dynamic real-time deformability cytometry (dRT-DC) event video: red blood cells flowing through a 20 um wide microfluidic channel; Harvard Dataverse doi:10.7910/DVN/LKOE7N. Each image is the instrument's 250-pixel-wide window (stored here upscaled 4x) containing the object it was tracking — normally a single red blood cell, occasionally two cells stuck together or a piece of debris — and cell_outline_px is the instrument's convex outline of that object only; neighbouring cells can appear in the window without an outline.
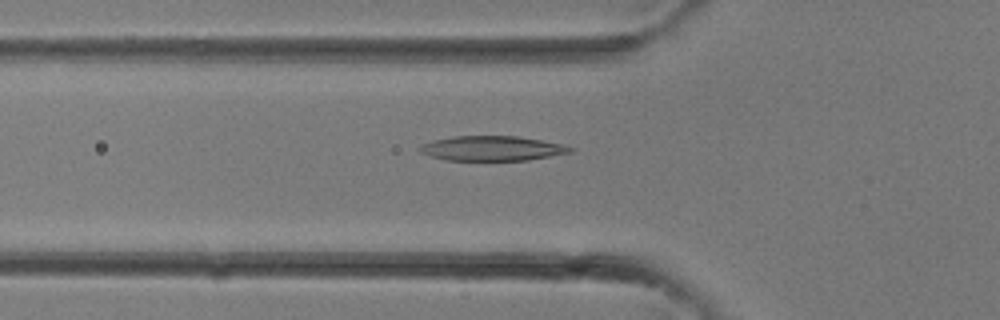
{"species": "common noctule bat (a hibernating species)", "species_latin": "Nyctalus noctula", "temperature_condition": "room temperature", "stored_images_in_passage": 25, "camera_frame_rate_fps": 3000, "um_per_image_px": 0.085, "animal": {"sex": "female"}, "frame": {"image": 1, "passage_image": 4, "time_ms": 1.0, "image_size_px": [1000, 320], "cell_outline_px": [[576, 148], [572, 152], [528, 160], [444, 160], [420, 152], [416, 148], [420, 144], [432, 140], [452, 136], [520, 136], [564, 144]], "centroid_in_image_um": [41.82, 12.6], "position_along_channel_um": 84.0, "area_um2": 21.96}}
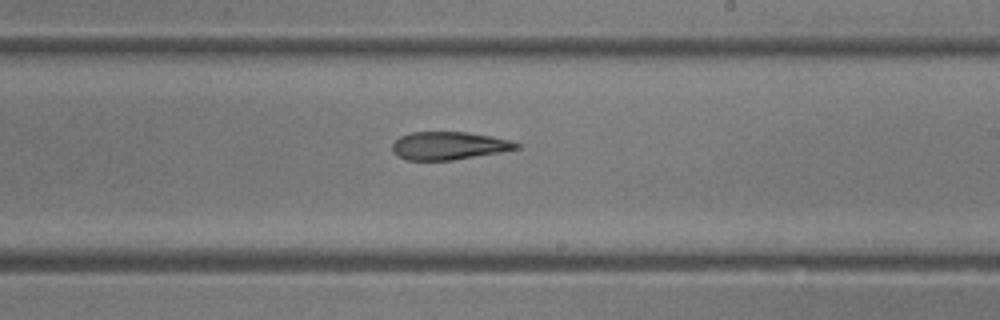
{"frame": {"image": 2, "passage_image": 12, "time_ms": 3.667, "image_size_px": [1000, 320], "cell_outline_px": [[520, 148], [500, 152], [452, 160], [408, 160], [392, 152], [392, 144], [400, 136], [412, 132], [468, 132], [492, 136], [508, 140], [520, 144]], "centroid_in_image_um": [38.14, 12.38], "position_along_channel_um": 250.9, "area_um2": 20.06}}
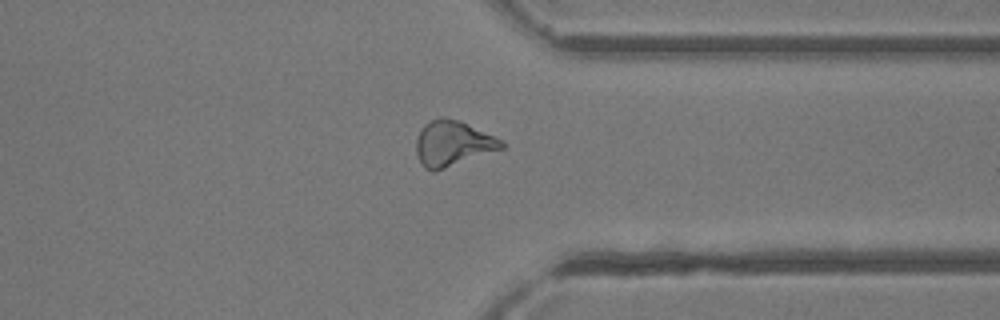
{"frame": {"image": 3, "passage_image": 18, "time_ms": 5.667, "image_size_px": [1000, 320], "cell_outline_px": [[504, 148], [432, 172], [424, 168], [416, 152], [416, 136], [420, 128], [428, 120], [440, 116], [444, 116], [460, 120], [500, 140], [504, 144]], "centroid_in_image_um": [38.41, 12.16], "position_along_channel_um": 373.0, "area_um2": 22.43}}